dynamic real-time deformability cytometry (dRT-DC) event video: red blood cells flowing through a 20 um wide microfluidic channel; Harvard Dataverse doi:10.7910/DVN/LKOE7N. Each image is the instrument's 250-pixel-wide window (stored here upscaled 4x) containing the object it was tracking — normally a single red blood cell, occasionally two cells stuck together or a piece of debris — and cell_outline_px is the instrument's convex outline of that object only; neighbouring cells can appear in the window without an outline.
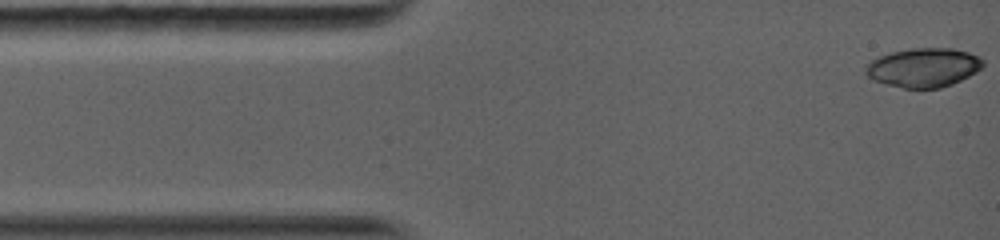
{"species": "common noctule bat (a hibernating species)", "species_latin": "Nyctalus noctula", "temperature_condition": "warm", "stored_images_in_passage": 11, "camera_frame_rate_fps": 5000, "um_per_image_px": 0.085, "animal": {"sex": "female", "body_mass_g": 19.0, "forearm_length_mm": 56.7}, "frame": {"image": 1, "passage_image": 1, "time_ms": 0.0, "image_size_px": [1000, 240], "cell_outline_px": [[984, 64], [976, 72], [952, 84], [940, 88], [904, 88], [872, 80], [864, 72], [868, 64], [872, 60], [880, 56], [892, 52], [912, 48], [952, 48], [968, 52], [980, 56], [984, 60]], "centroid_in_image_um": [78.52, 5.74], "position_along_channel_um": 6.5, "area_um2": 26.59}}
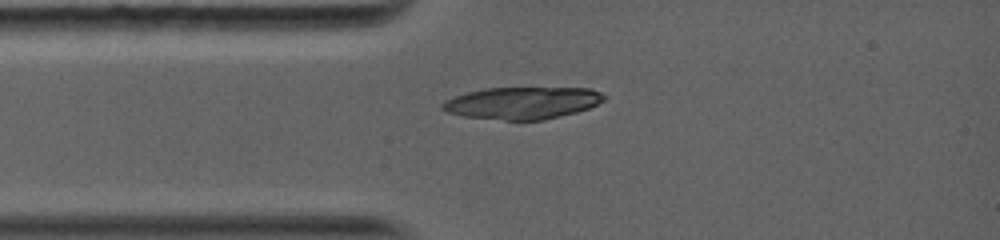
{"frame": {"image": 2, "passage_image": 11, "time_ms": 2.6, "image_size_px": [1000, 240], "cell_outline_px": [[608, 96], [604, 100], [588, 108], [576, 112], [544, 120], [504, 120], [464, 116], [448, 112], [440, 108], [440, 104], [444, 100], [468, 92], [484, 88], [588, 88], [600, 92]], "centroid_in_image_um": [44.39, 8.75], "position_along_channel_um": 40.6, "area_um2": 30.17}}